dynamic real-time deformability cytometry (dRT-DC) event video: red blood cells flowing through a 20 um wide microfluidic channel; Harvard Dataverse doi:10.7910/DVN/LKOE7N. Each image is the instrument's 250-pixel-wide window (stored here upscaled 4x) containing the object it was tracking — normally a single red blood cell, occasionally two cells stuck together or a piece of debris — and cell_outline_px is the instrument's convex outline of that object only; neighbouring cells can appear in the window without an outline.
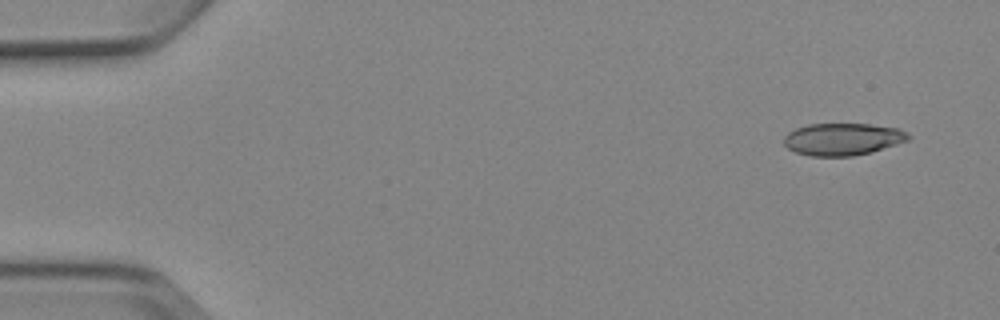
{"species": "Egyptian fruit bat (a non-hibernating species)", "species_latin": "Rousettus aegyptiacus", "temperature_condition": "cold", "stored_images_in_passage": 9, "camera_frame_rate_fps": 3000, "um_per_image_px": 0.085, "animal": {"sex": "female"}, "frame": {"image": 1, "passage_image": 2, "time_ms": 1.0, "image_size_px": [1000, 320], "cell_outline_px": [[912, 136], [908, 140], [872, 152], [852, 156], [812, 156], [796, 152], [788, 148], [784, 144], [784, 136], [788, 132], [796, 128], [808, 124], [872, 124], [896, 128], [908, 132]], "centroid_in_image_um": [71.64, 11.82], "position_along_channel_um": 13.4, "area_um2": 23.35}}
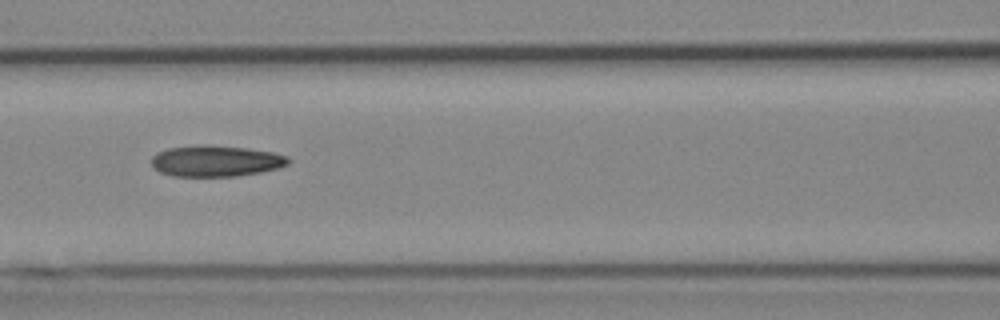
{"frame": {"image": 2, "passage_image": 7, "time_ms": 7.667, "image_size_px": [1000, 320], "cell_outline_px": [[292, 160], [288, 164], [280, 168], [260, 172], [236, 176], [172, 176], [160, 172], [152, 164], [152, 156], [156, 152], [168, 148], [204, 144], [208, 144], [248, 148], [272, 152], [288, 156]], "centroid_in_image_um": [18.37, 13.67], "position_along_channel_um": 148.2, "area_um2": 25.03}}
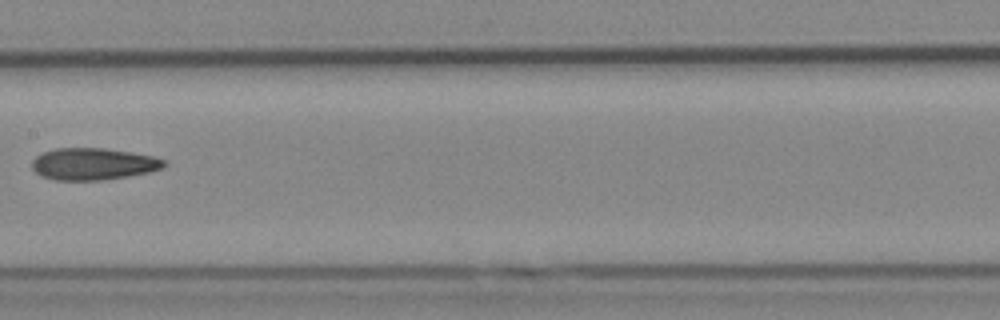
{"frame": {"image": 3, "passage_image": 8, "time_ms": 9.0, "image_size_px": [1000, 320], "cell_outline_px": [[168, 164], [164, 168], [148, 172], [128, 176], [104, 180], [52, 180], [40, 176], [32, 168], [32, 160], [36, 156], [44, 152], [56, 148], [104, 148], [152, 156], [164, 160]], "centroid_in_image_um": [7.91, 13.94], "position_along_channel_um": 199.5, "area_um2": 24.57}}